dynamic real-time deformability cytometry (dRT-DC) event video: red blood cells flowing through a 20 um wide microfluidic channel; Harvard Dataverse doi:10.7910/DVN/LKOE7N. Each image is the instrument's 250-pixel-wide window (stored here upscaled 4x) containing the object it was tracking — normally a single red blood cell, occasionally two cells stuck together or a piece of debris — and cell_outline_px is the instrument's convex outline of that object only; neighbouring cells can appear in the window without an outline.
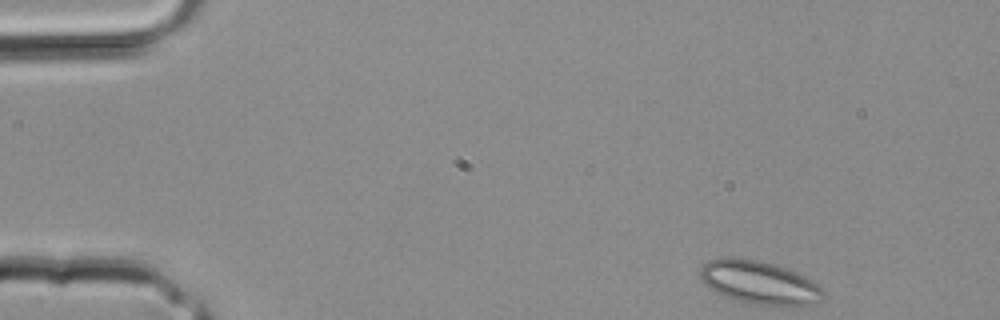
{"species": "common noctule bat (a hibernating species)", "species_latin": "Nyctalus noctula", "temperature_condition": "room temperature", "stored_images_in_passage": 3, "camera_frame_rate_fps": 3000, "um_per_image_px": 0.085, "animal": {"sex": "male", "body_mass_g": 20.4}, "frame": {"image": 1, "passage_image": 1, "time_ms": 0.0, "image_size_px": [1000, 320], "cell_outline_px": [[824, 300], [808, 304], [756, 304], [736, 300], [716, 292], [708, 288], [700, 280], [700, 268], [708, 260], [728, 256], [740, 256], [760, 260], [776, 264], [788, 268], [812, 280], [824, 292]], "centroid_in_image_um": [64.48, 23.96], "position_along_channel_um": 20.5, "area_um2": 31.04}}